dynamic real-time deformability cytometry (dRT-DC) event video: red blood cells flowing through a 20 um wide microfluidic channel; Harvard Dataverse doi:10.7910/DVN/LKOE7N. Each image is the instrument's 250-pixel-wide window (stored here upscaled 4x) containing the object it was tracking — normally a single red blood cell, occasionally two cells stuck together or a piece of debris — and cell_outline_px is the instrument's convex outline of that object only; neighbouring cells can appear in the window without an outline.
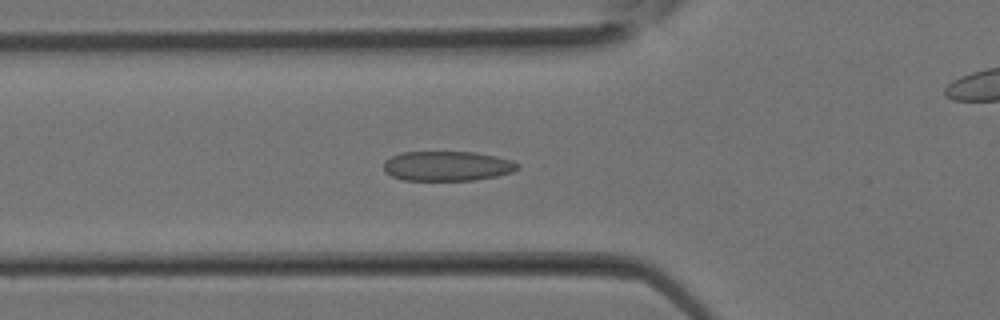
{"species": "Egyptian fruit bat (a non-hibernating species)", "species_latin": "Rousettus aegyptiacus", "temperature_condition": "room temperature", "stored_images_in_passage": 32, "camera_frame_rate_fps": 3000, "um_per_image_px": 0.085, "animal": {"sex": "female"}, "frame": {"image": 1, "passage_image": 11, "time_ms": 3.333, "image_size_px": [1000, 320], "cell_outline_px": [[520, 168], [512, 172], [496, 176], [476, 180], [404, 180], [392, 176], [384, 172], [384, 160], [400, 152], [476, 152], [496, 156], [512, 160], [520, 164]], "centroid_in_image_um": [38.03, 14.11], "position_along_channel_um": 87.8, "area_um2": 23.41}}
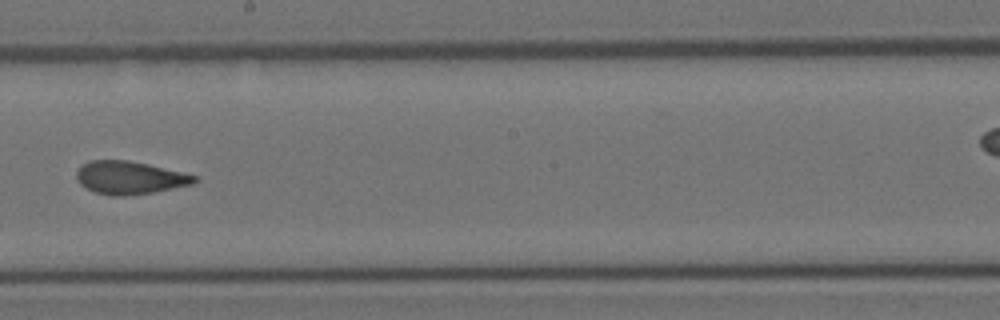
{"frame": {"image": 2, "passage_image": 18, "time_ms": 5.667, "image_size_px": [1000, 320], "cell_outline_px": [[200, 180], [192, 184], [152, 192], [124, 196], [112, 196], [96, 192], [80, 184], [76, 180], [76, 172], [88, 160], [128, 160], [148, 164], [196, 176]], "centroid_in_image_um": [11.0, 15.1], "position_along_channel_um": 237.2, "area_um2": 22.37}}
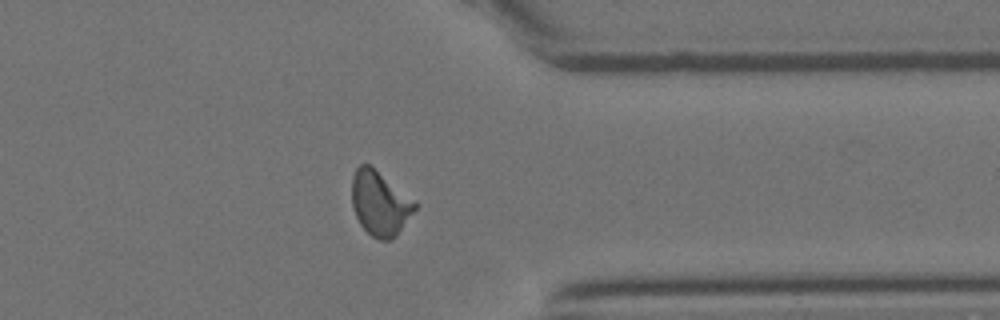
{"frame": {"image": 3, "passage_image": 25, "time_ms": 8.0, "image_size_px": [1000, 320], "cell_outline_px": [[416, 208], [392, 240], [380, 240], [372, 236], [360, 224], [352, 208], [352, 176], [356, 168], [360, 164], [368, 164], [416, 200]], "centroid_in_image_um": [32.28, 17.27], "position_along_channel_um": 379.1, "area_um2": 23.47}}